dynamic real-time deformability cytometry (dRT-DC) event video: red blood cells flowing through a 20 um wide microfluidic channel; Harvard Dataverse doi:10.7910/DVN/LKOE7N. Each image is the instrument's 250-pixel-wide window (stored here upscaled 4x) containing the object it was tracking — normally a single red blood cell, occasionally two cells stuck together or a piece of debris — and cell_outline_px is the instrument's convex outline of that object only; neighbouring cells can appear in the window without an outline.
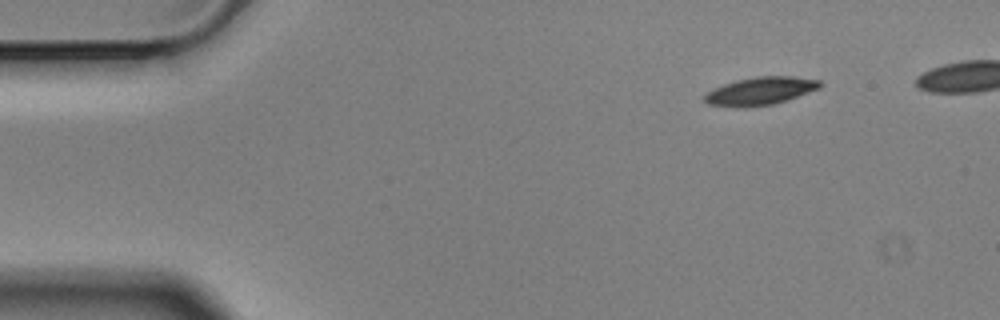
{"species": "Egyptian fruit bat (a non-hibernating species)", "species_latin": "Rousettus aegyptiacus", "temperature_condition": "cold", "stored_images_in_passage": 4, "camera_frame_rate_fps": 3000, "um_per_image_px": 0.085, "animal": {"sex": "male"}, "frame": {"image": 1, "passage_image": 1, "time_ms": 0.0, "image_size_px": [1000, 320], "cell_outline_px": [[824, 84], [820, 88], [772, 104], [744, 108], [736, 108], [708, 104], [704, 100], [704, 96], [712, 88], [736, 80], [756, 76], [792, 76], [820, 80]], "centroid_in_image_um": [64.6, 7.73], "position_along_channel_um": 20.4, "area_um2": 18.79}}
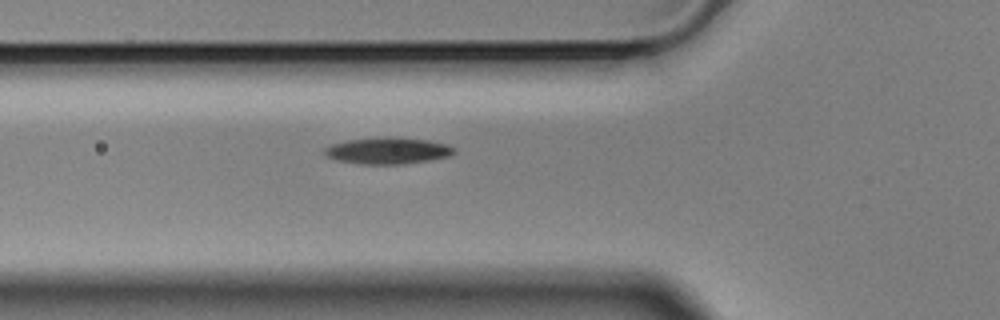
{"frame": {"image": 2, "passage_image": 4, "time_ms": 1.0, "image_size_px": [1000, 320], "cell_outline_px": [[456, 152], [448, 156], [428, 160], [404, 164], [356, 164], [336, 160], [328, 156], [324, 152], [324, 148], [332, 144], [348, 140], [384, 136], [388, 136], [428, 140], [448, 144], [456, 148]], "centroid_in_image_um": [32.97, 12.8], "position_along_channel_um": 92.8, "area_um2": 20.17}}